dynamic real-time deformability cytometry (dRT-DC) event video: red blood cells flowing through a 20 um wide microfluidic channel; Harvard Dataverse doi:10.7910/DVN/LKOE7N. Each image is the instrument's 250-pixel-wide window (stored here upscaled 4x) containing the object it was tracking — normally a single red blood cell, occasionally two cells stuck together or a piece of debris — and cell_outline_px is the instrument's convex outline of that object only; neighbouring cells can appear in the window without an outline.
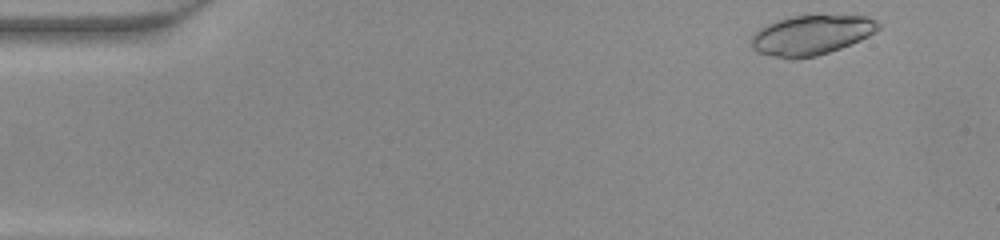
{"species": "common noctule bat (a hibernating species)", "species_latin": "Nyctalus noctula", "temperature_condition": "warm", "stored_images_in_passage": 45, "camera_frame_rate_fps": 3000, "um_per_image_px": 0.085, "animal": {"sex": "female", "body_mass_g": 22.0, "forearm_length_mm": 56.7}, "frame": {"image": 1, "passage_image": 1, "time_ms": 0.0, "image_size_px": [1000, 240], "cell_outline_px": [[880, 28], [868, 36], [860, 40], [840, 48], [816, 56], [796, 60], [788, 60], [756, 52], [752, 48], [752, 36], [760, 28], [776, 20], [792, 16], [864, 16], [876, 20], [880, 24]], "centroid_in_image_um": [68.93, 3.01], "position_along_channel_um": 16.1, "area_um2": 29.36}}
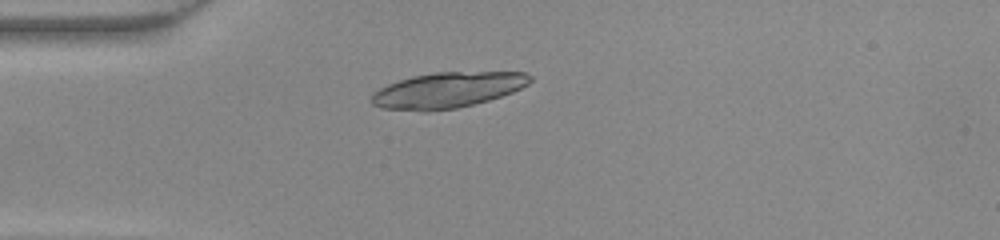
{"frame": {"image": 2, "passage_image": 10, "time_ms": 3.0, "image_size_px": [1000, 240], "cell_outline_px": [[532, 80], [528, 84], [512, 92], [488, 100], [456, 108], [428, 112], [424, 112], [380, 108], [372, 104], [372, 96], [380, 88], [388, 84], [412, 76], [436, 72], [524, 72], [532, 76]], "centroid_in_image_um": [38.03, 7.66], "position_along_channel_um": 47.0, "area_um2": 32.77}}
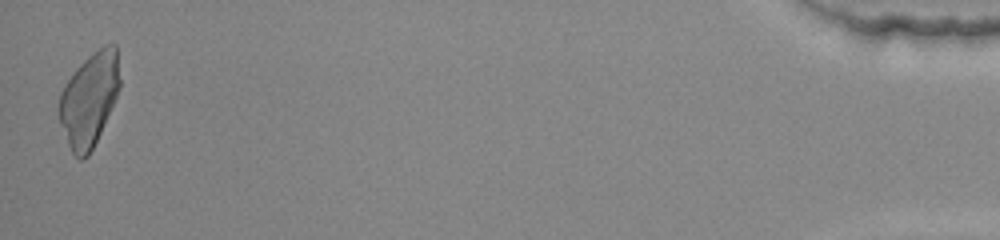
{"frame": {"image": 3, "passage_image": 45, "time_ms": 14.667, "image_size_px": [1000, 240], "cell_outline_px": [[120, 84], [116, 96], [100, 132], [88, 156], [84, 160], [80, 160], [72, 152], [68, 144], [60, 124], [60, 92], [64, 84], [76, 68], [92, 52], [104, 44], [116, 44], [120, 80]], "centroid_in_image_um": [7.58, 8.41], "position_along_channel_um": 427.6, "area_um2": 32.66}}